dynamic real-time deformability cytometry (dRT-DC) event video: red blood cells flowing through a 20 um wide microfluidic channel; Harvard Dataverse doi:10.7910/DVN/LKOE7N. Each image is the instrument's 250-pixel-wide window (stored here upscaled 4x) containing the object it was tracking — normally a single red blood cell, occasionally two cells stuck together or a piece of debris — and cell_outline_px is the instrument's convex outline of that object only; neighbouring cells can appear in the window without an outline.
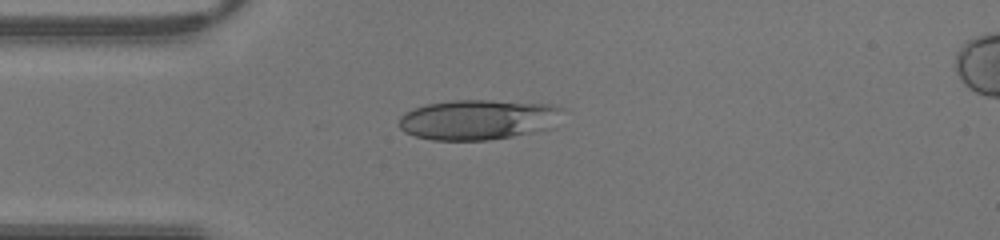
{"species": "human", "species_latin": "Homo sapiens", "temperature_condition": "warm", "stored_images_in_passage": 32, "camera_frame_rate_fps": 3000, "um_per_image_px": 0.085, "donor": {"sex": "male"}, "frame": {"image": 1, "passage_image": 1, "time_ms": 0.0, "image_size_px": [1000, 240], "cell_outline_px": [[564, 108], [552, 128], [512, 136], [488, 140], [432, 140], [416, 136], [404, 132], [400, 128], [400, 116], [404, 112], [412, 108], [428, 104], [452, 100], [492, 100], [556, 104]], "centroid_in_image_um": [40.65, 10.15], "position_along_channel_um": 44.3, "area_um2": 38.49}}
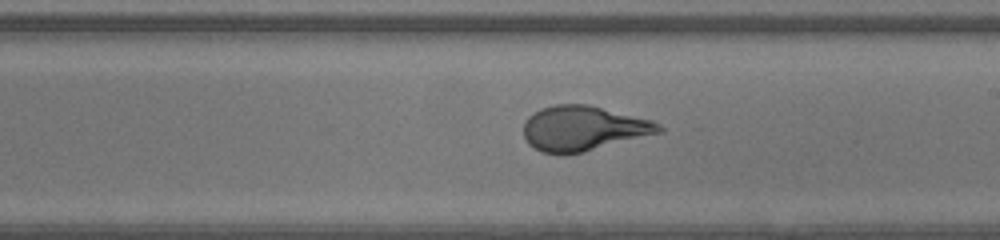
{"frame": {"image": 2, "passage_image": 14, "time_ms": 4.333, "image_size_px": [1000, 240], "cell_outline_px": [[664, 132], [584, 152], [544, 152], [528, 144], [524, 136], [524, 124], [528, 116], [540, 108], [556, 104], [588, 104], [652, 120], [660, 124], [664, 128]], "centroid_in_image_um": [49.63, 10.89], "position_along_channel_um": 239.4, "area_um2": 35.2}}
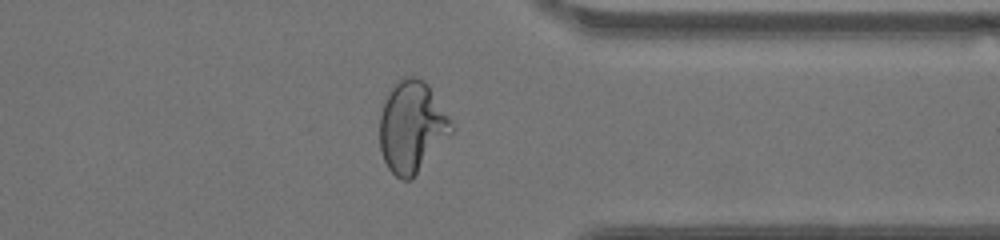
{"frame": {"image": 3, "passage_image": 23, "time_ms": 7.333, "image_size_px": [1000, 240], "cell_outline_px": [[452, 132], [412, 180], [400, 180], [388, 168], [384, 160], [380, 148], [380, 116], [384, 104], [392, 84], [396, 80], [404, 76], [416, 76], [424, 80], [428, 84], [452, 120]], "centroid_in_image_um": [35.01, 10.77], "position_along_channel_um": 376.4, "area_um2": 38.32}}